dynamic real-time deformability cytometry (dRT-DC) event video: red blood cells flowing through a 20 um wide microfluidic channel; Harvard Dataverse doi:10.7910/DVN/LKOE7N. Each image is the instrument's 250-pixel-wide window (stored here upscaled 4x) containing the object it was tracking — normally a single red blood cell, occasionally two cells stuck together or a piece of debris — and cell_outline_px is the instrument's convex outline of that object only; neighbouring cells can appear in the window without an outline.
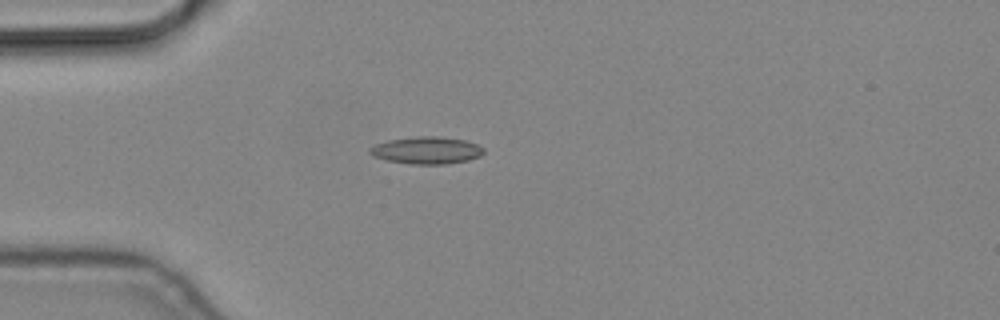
{"species": "common noctule bat (a hibernating species)", "species_latin": "Nyctalus noctula", "temperature_condition": "cold", "stored_images_in_passage": 6, "camera_frame_rate_fps": 3000, "um_per_image_px": 0.085, "animal": {"sex": "male", "body_mass_g": 19.2, "forearm_length_mm": 51.8}, "frame": {"image": 1, "passage_image": 3, "time_ms": 0.667, "image_size_px": [1000, 320], "cell_outline_px": [[484, 152], [480, 156], [468, 160], [444, 164], [408, 164], [388, 160], [372, 156], [368, 152], [376, 144], [388, 140], [416, 136], [440, 136], [464, 140], [476, 144], [484, 148]], "centroid_in_image_um": [36.27, 12.77], "position_along_channel_um": 48.7, "area_um2": 17.98}}
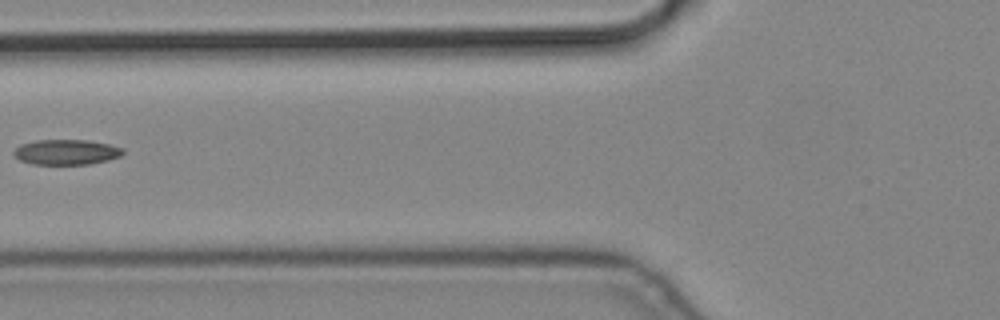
{"frame": {"image": 2, "passage_image": 5, "time_ms": 1.333, "image_size_px": [1000, 320], "cell_outline_px": [[124, 152], [120, 156], [108, 160], [88, 164], [32, 164], [20, 160], [12, 152], [20, 144], [36, 140], [88, 140], [108, 144], [124, 148]], "centroid_in_image_um": [5.64, 12.92], "position_along_channel_um": 120.2, "area_um2": 16.01}}
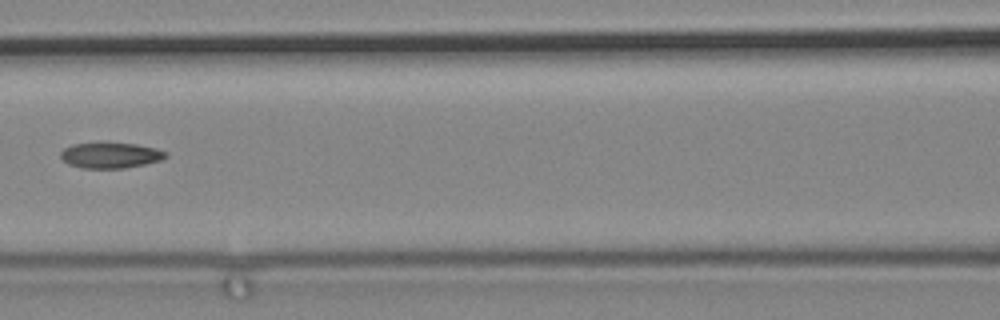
{"frame": {"image": 3, "passage_image": 6, "time_ms": 1.667, "image_size_px": [1000, 320], "cell_outline_px": [[168, 156], [160, 160], [144, 164], [124, 168], [80, 168], [68, 164], [60, 156], [60, 152], [64, 148], [72, 144], [100, 140], [136, 144], [156, 148], [168, 152]], "centroid_in_image_um": [9.36, 13.15], "position_along_channel_um": 157.2, "area_um2": 16.36}}